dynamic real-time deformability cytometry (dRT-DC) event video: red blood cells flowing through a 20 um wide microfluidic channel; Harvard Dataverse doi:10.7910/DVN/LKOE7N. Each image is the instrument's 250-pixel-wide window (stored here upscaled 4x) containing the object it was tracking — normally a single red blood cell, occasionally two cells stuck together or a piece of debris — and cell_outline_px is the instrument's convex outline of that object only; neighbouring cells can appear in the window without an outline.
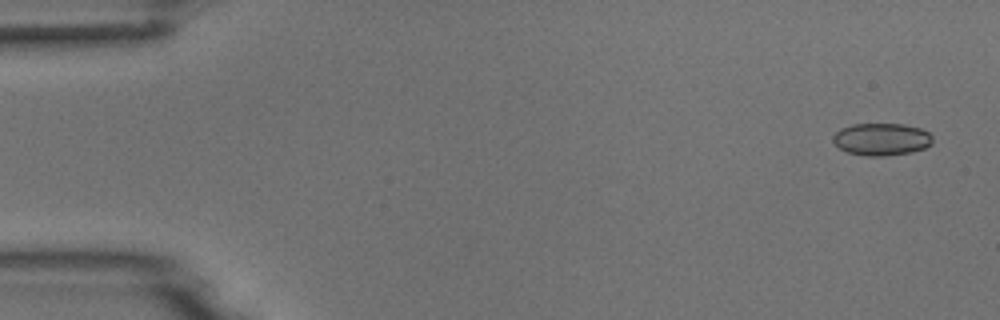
{"species": "common noctule bat (a hibernating species)", "species_latin": "Nyctalus noctula", "temperature_condition": "room temperature", "stored_images_in_passage": 10, "camera_frame_rate_fps": 3000, "um_per_image_px": 0.085, "animal": {"sex": "male", "body_mass_g": 18.8}, "frame": {"image": 1, "passage_image": 1, "time_ms": 0.0, "image_size_px": [1000, 320], "cell_outline_px": [[932, 144], [924, 148], [912, 152], [884, 156], [868, 156], [848, 152], [840, 148], [832, 140], [832, 136], [840, 128], [852, 124], [904, 124], [920, 128], [928, 132], [932, 136]], "centroid_in_image_um": [74.93, 11.83], "position_along_channel_um": 10.1, "area_um2": 18.79}}
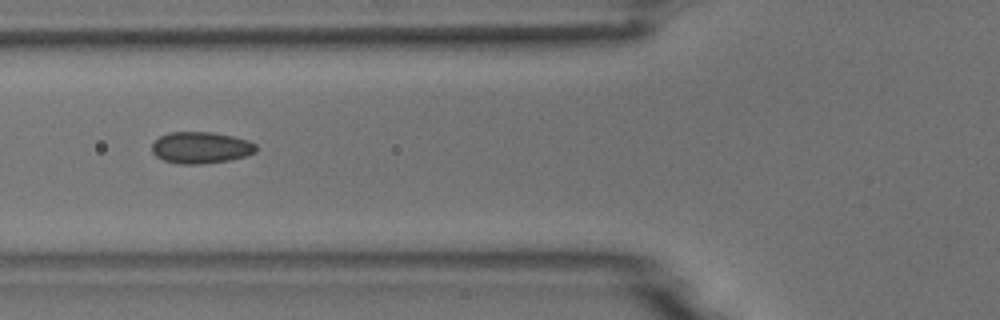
{"frame": {"image": 2, "passage_image": 6, "time_ms": 1.667, "image_size_px": [1000, 320], "cell_outline_px": [[256, 152], [244, 156], [228, 160], [204, 164], [176, 164], [164, 160], [156, 156], [152, 152], [152, 144], [160, 136], [168, 132], [212, 132], [232, 136], [248, 140], [256, 144]], "centroid_in_image_um": [17.05, 12.55], "position_along_channel_um": 108.7, "area_um2": 19.19}}
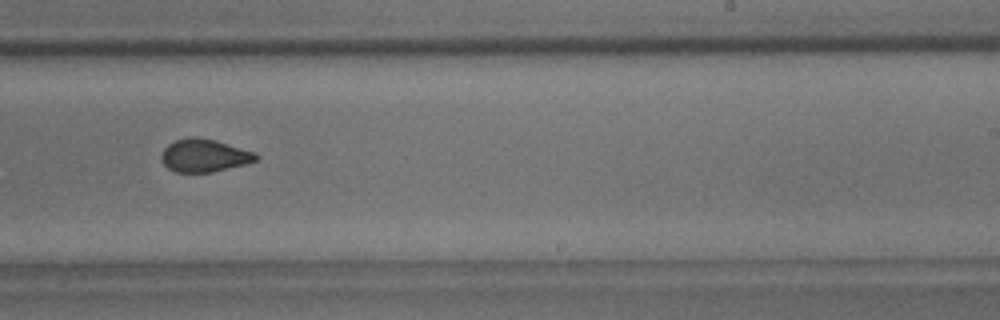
{"frame": {"image": 3, "passage_image": 10, "time_ms": 3.0, "image_size_px": [1000, 320], "cell_outline_px": [[260, 156], [256, 160], [244, 164], [212, 172], [176, 172], [168, 168], [164, 164], [160, 156], [164, 148], [168, 144], [176, 140], [188, 136], [196, 136], [216, 140], [256, 152]], "centroid_in_image_um": [17.36, 13.2], "position_along_channel_um": 271.6, "area_um2": 18.21}}